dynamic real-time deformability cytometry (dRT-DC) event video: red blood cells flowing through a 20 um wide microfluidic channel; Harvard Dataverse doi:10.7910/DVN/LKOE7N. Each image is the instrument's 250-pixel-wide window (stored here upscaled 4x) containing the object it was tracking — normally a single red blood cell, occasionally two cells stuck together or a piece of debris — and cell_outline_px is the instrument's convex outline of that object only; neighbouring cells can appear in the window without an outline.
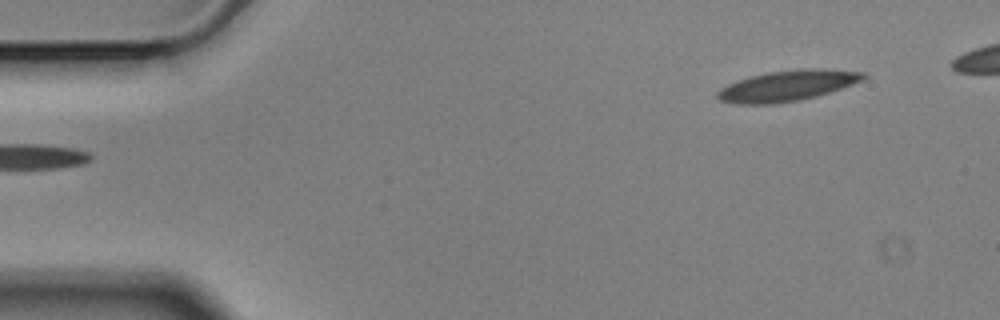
{"species": "Egyptian fruit bat (a non-hibernating species)", "species_latin": "Rousettus aegyptiacus", "temperature_condition": "cold", "stored_images_in_passage": 48, "camera_frame_rate_fps": 3000, "um_per_image_px": 0.085, "animal": {"sex": "male"}, "frame": {"image": 1, "passage_image": 1, "time_ms": 0.0, "image_size_px": [1000, 320], "cell_outline_px": [[868, 76], [860, 80], [840, 88], [816, 96], [800, 100], [772, 104], [736, 104], [720, 100], [716, 96], [716, 92], [720, 88], [736, 80], [768, 72], [804, 68], [820, 68], [864, 72]], "centroid_in_image_um": [66.87, 7.28], "position_along_channel_um": 18.1, "area_um2": 25.89}}
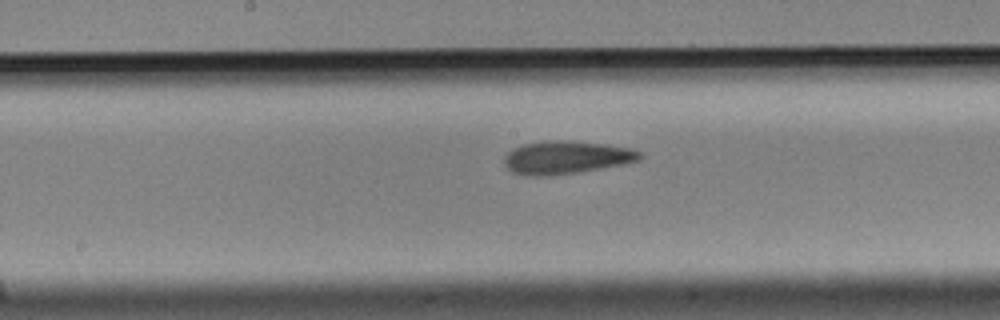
{"frame": {"image": 2, "passage_image": 24, "time_ms": 7.667, "image_size_px": [1000, 320], "cell_outline_px": [[644, 156], [640, 160], [620, 164], [576, 172], [540, 176], [536, 176], [512, 172], [504, 164], [504, 156], [512, 148], [524, 144], [548, 140], [564, 140], [604, 144], [628, 148], [640, 152]], "centroid_in_image_um": [48.09, 13.36], "position_along_channel_um": 200.1, "area_um2": 25.55}}
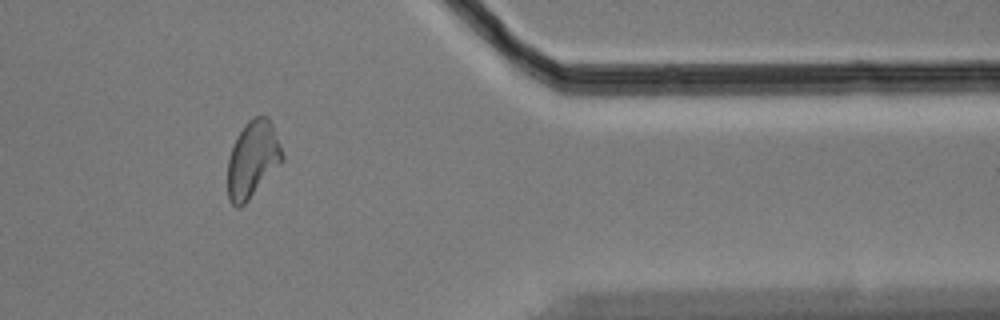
{"frame": {"image": 3, "passage_image": 42, "time_ms": 13.667, "image_size_px": [1000, 320], "cell_outline_px": [[284, 160], [248, 200], [240, 208], [236, 208], [228, 200], [228, 156], [244, 124], [248, 120], [256, 116], [268, 116], [272, 124], [280, 144], [284, 156]], "centroid_in_image_um": [21.47, 13.55], "position_along_channel_um": 389.9, "area_um2": 24.28}, "authors_computed_cell_mechanics": {"area_um2": 25.2008, "velocity_mm_per_s": 3.5228, "shape_relaxation_time_tau1_ms": null, "shape_relaxation_time_tau2_ms": 4.1461, "deformation_change_tau1": null, "deformation_change_tau2": 0.108}}